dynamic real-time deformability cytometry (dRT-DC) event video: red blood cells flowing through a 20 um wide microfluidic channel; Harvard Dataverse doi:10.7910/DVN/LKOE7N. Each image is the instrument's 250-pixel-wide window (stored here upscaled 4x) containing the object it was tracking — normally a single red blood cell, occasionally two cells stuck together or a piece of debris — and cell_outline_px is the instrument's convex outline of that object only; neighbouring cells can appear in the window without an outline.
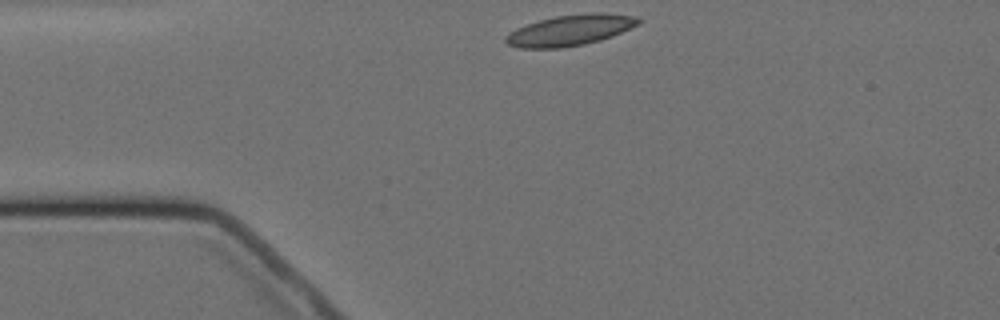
{"species": "Egyptian fruit bat (a non-hibernating species)", "species_latin": "Rousettus aegyptiacus", "temperature_condition": "cold", "stored_images_in_passage": 12, "camera_frame_rate_fps": 3000, "um_per_image_px": 0.085, "animal": {"sex": "female"}, "frame": {"image": 1, "passage_image": 1, "time_ms": 0.0, "image_size_px": [1000, 320], "cell_outline_px": [[640, 24], [612, 36], [600, 40], [584, 44], [560, 48], [520, 48], [508, 44], [504, 40], [504, 36], [516, 28], [540, 20], [556, 16], [592, 12], [604, 12], [640, 16]], "centroid_in_image_um": [48.5, 2.56], "position_along_channel_um": 36.5, "area_um2": 23.93}}
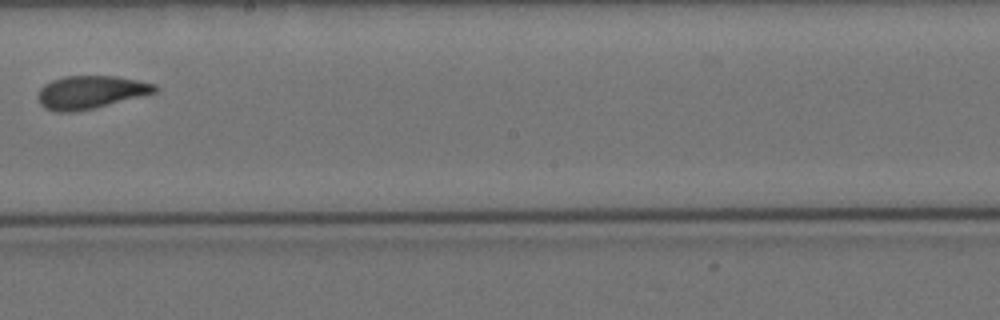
{"frame": {"image": 2, "passage_image": 6, "time_ms": 6.667, "image_size_px": [1000, 320], "cell_outline_px": [[160, 88], [156, 92], [76, 112], [56, 112], [44, 108], [40, 104], [36, 96], [40, 88], [44, 84], [52, 80], [64, 76], [116, 76], [156, 84]], "centroid_in_image_um": [7.65, 7.83], "position_along_channel_um": 240.6, "area_um2": 22.43}}
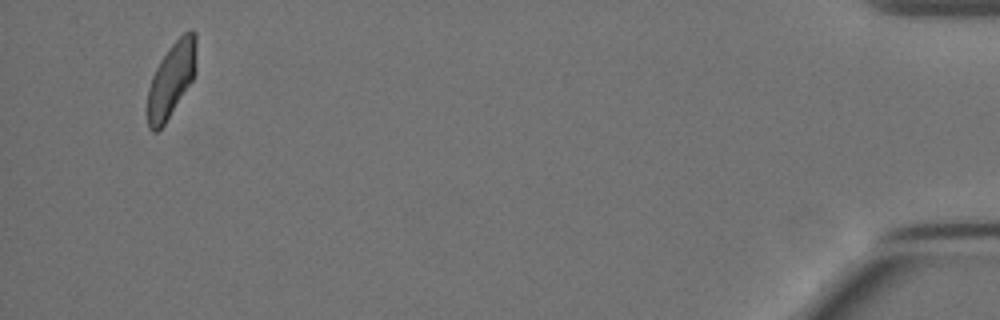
{"frame": {"image": 3, "passage_image": 12, "time_ms": 14.333, "image_size_px": [1000, 320], "cell_outline_px": [[196, 72], [192, 80], [164, 124], [156, 132], [152, 132], [148, 128], [148, 88], [152, 76], [160, 60], [172, 44], [184, 32], [192, 28], [196, 32]], "centroid_in_image_um": [14.58, 6.73], "position_along_channel_um": 420.6, "area_um2": 21.1}, "authors_computed_cell_mechanics": {"area_um2": 22.4264, "velocity_mm_per_s": 3.4769, "shape_relaxation_time_tau1_ms": 7.101, "shape_relaxation_time_tau2_ms": 2.0347, "deformation_change_tau1": 0.1829, "deformation_change_tau2": 0.0636}}